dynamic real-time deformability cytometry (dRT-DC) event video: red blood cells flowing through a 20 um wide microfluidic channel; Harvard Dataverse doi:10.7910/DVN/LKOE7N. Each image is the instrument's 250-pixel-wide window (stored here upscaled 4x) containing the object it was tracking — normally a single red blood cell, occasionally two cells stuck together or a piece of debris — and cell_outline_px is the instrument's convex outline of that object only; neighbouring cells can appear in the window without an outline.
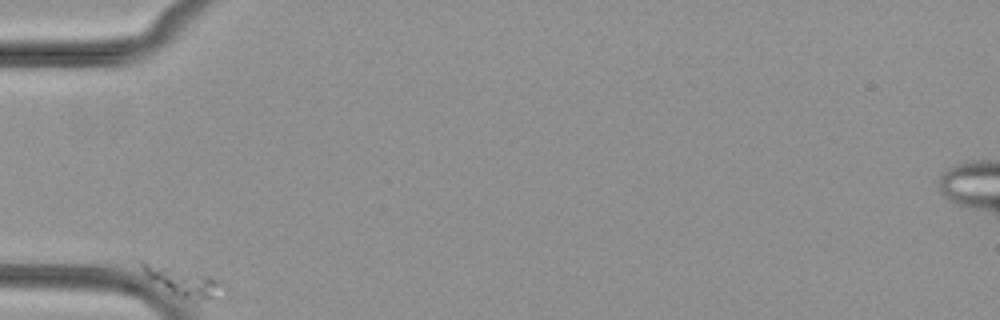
{"species": "common noctule bat (a hibernating species)", "species_latin": "Nyctalus noctula", "temperature_condition": "cold", "stored_images_in_passage": 40, "camera_frame_rate_fps": 3000, "um_per_image_px": 0.085, "animal": {"sex": "female", "body_mass_g": 29.2, "forearm_length_mm": 56.3}, "frame": {"image": 1, "passage_image": 1, "time_ms": 0.0, "image_size_px": [1000, 320], "cell_outline_px": [[228, 288], [224, 296], [220, 300], [192, 304], [168, 292], [148, 280], [140, 268], [140, 260], [204, 272], [220, 280]], "centroid_in_image_um": [15.7, 24.02], "position_along_channel_um": 69.3, "area_um2": 15.66}}
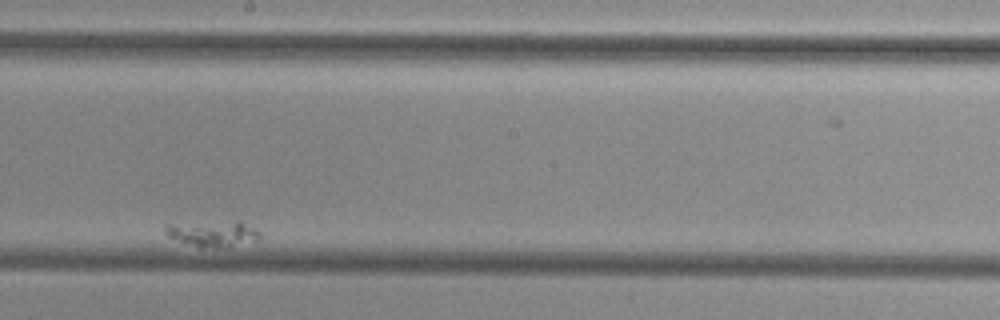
{"frame": {"image": 2, "passage_image": 23, "time_ms": 7.333, "image_size_px": [1000, 320], "cell_outline_px": [[260, 240], [216, 248], [200, 248], [184, 244], [168, 236], [164, 232], [164, 228], [168, 224], [236, 220], [240, 220], [256, 228], [260, 232]], "centroid_in_image_um": [18.1, 19.85], "position_along_channel_um": 230.1, "area_um2": 14.68}}
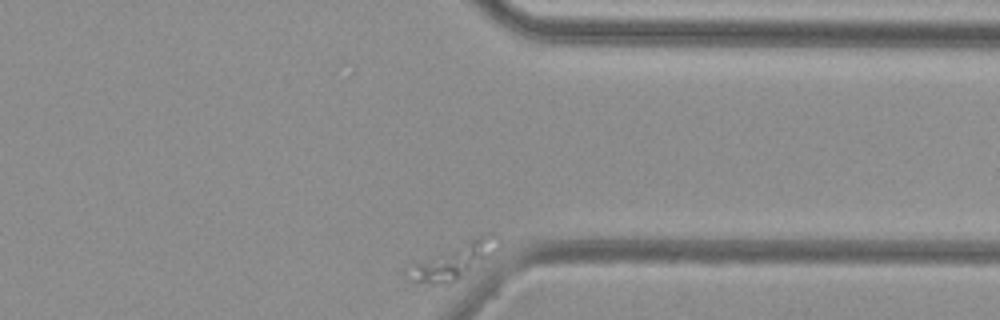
{"frame": {"image": 3, "passage_image": 40, "time_ms": 13.0, "image_size_px": [1000, 320], "cell_outline_px": [[504, 244], [480, 268], [452, 284], [428, 284], [412, 280], [416, 264], [468, 240], [488, 232], [496, 232]], "centroid_in_image_um": [38.94, 22.14], "position_along_channel_um": 372.5, "area_um2": 18.26}}